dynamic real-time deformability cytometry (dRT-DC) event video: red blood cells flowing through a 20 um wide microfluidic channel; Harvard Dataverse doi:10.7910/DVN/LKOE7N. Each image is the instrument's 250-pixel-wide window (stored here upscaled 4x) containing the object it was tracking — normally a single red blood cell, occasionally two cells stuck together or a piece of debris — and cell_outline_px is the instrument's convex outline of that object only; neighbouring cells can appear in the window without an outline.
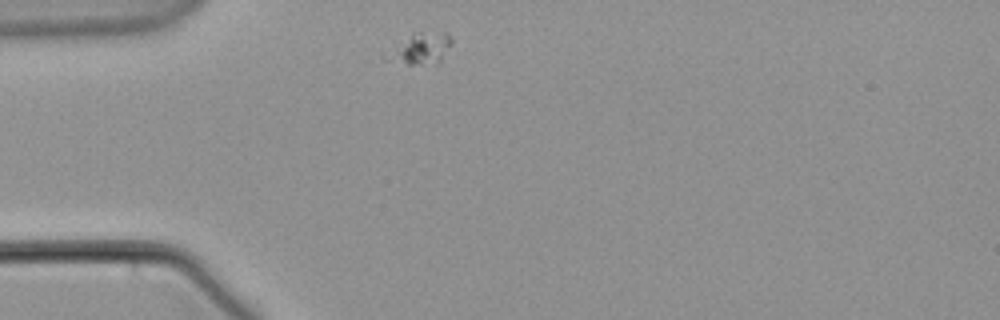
{"species": "common noctule bat (a hibernating species)", "species_latin": "Nyctalus noctula", "temperature_condition": "warm", "stored_images_in_passage": 46, "camera_frame_rate_fps": 3000, "um_per_image_px": 0.085, "animal": {"sex": "male", "body_mass_g": 21.5, "forearm_length_mm": 52.0}, "frame": {"image": 1, "passage_image": 1, "time_ms": 0.0, "image_size_px": [1000, 320], "cell_outline_px": [[452, 44], [440, 60], [436, 64], [408, 64], [400, 60], [396, 56], [412, 32], [448, 32], [452, 40]], "centroid_in_image_um": [36.13, 4.07], "position_along_channel_um": 48.9, "area_um2": 10.06}}
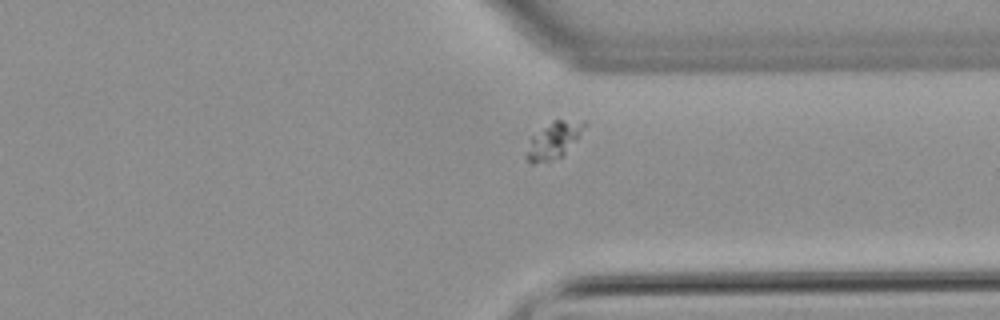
{"frame": {"image": 2, "passage_image": 31, "time_ms": 10.0, "image_size_px": [1000, 320], "cell_outline_px": [[588, 124], [576, 140], [560, 156], [548, 160], [532, 164], [524, 156], [532, 136], [552, 120], [584, 120]], "centroid_in_image_um": [47.07, 11.88], "position_along_channel_um": 364.3, "area_um2": 12.02}}
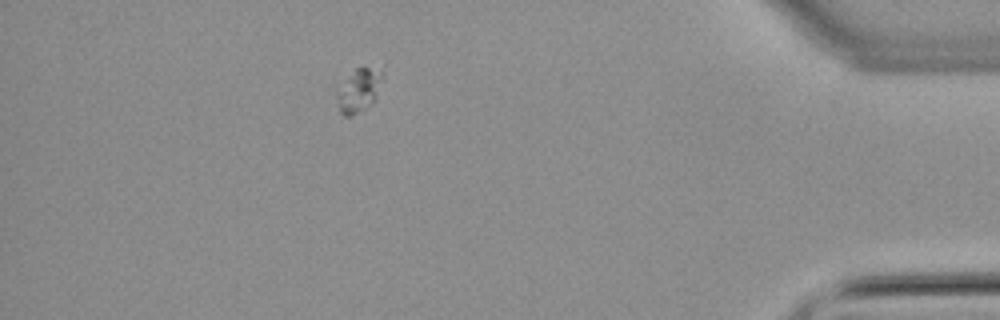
{"frame": {"image": 3, "passage_image": 39, "time_ms": 12.667, "image_size_px": [1000, 320], "cell_outline_px": [[384, 76], [376, 96], [372, 104], [352, 116], [344, 116], [340, 112], [336, 96], [336, 92], [356, 68], [368, 68], [380, 72]], "centroid_in_image_um": [30.49, 7.73], "position_along_channel_um": 404.7, "area_um2": 11.1}}